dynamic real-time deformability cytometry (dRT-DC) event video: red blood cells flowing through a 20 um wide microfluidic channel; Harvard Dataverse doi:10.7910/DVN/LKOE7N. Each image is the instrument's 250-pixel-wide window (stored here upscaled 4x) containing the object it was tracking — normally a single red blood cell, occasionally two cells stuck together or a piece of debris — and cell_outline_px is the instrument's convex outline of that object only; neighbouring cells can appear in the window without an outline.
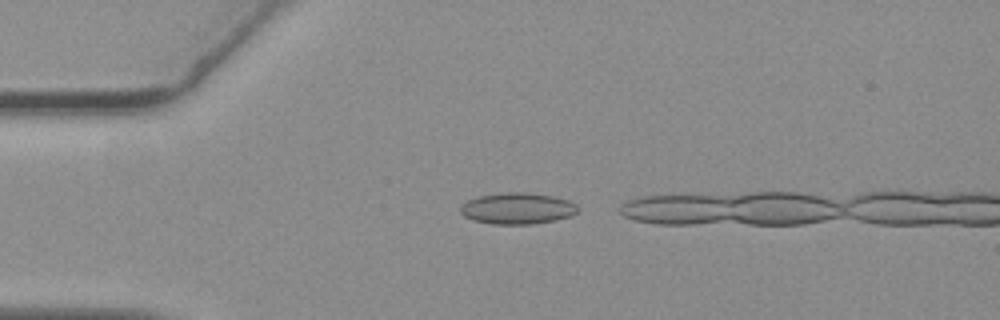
{"species": "common noctule bat (a hibernating species)", "species_latin": "Nyctalus noctula", "temperature_condition": "warm", "stored_images_in_passage": 8, "camera_frame_rate_fps": 3000, "um_per_image_px": 0.085, "animal": {"sex": "female", "body_mass_g": 19.3, "forearm_length_mm": 54.1}, "frame": {"image": 1, "passage_image": 2, "time_ms": 0.333, "image_size_px": [1000, 320], "cell_outline_px": [[580, 208], [576, 212], [568, 216], [556, 220], [532, 224], [492, 224], [472, 220], [464, 216], [460, 212], [460, 208], [468, 200], [476, 196], [504, 192], [528, 192], [552, 196], [568, 200], [576, 204]], "centroid_in_image_um": [43.97, 17.71], "position_along_channel_um": 41.0, "area_um2": 21.5}}
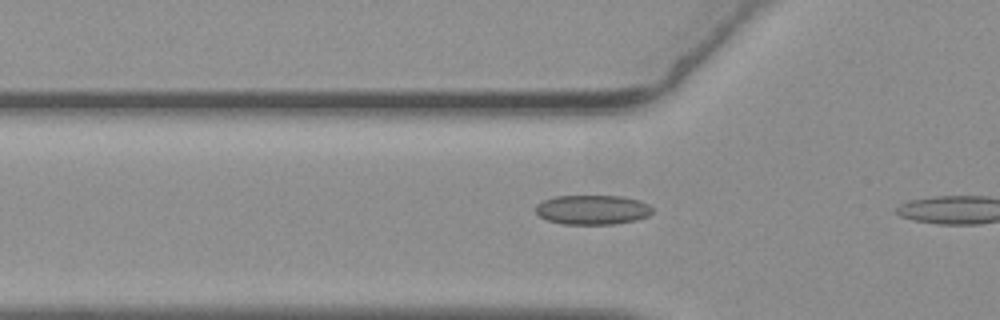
{"frame": {"image": 2, "passage_image": 7, "time_ms": 2.0, "image_size_px": [1000, 320], "cell_outline_px": [[652, 212], [648, 216], [636, 220], [612, 224], [564, 224], [548, 220], [540, 216], [536, 212], [536, 204], [544, 200], [556, 196], [624, 196], [640, 200], [648, 204], [652, 208]], "centroid_in_image_um": [50.38, 17.82], "position_along_channel_um": 75.4, "area_um2": 20.06}}